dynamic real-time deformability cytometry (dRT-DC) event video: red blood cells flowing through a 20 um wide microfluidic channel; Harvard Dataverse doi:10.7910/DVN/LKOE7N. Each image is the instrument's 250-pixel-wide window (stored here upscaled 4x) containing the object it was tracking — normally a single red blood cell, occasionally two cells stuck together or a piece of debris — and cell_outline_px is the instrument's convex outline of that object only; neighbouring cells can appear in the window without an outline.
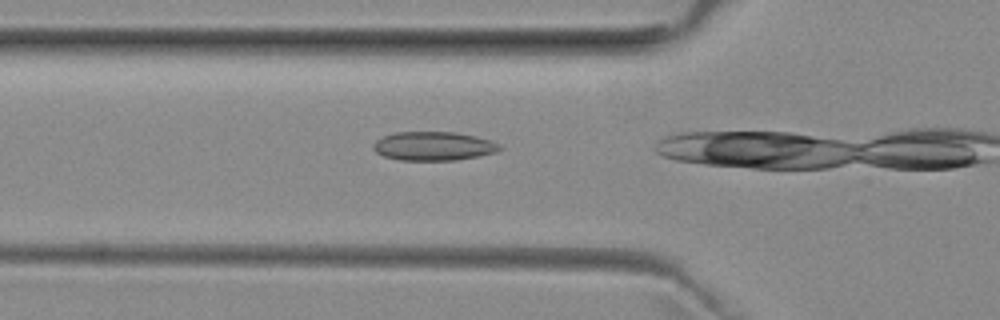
{"species": "common noctule bat (a hibernating species)", "species_latin": "Nyctalus noctula", "temperature_condition": "room temperature", "stored_images_in_passage": 5, "camera_frame_rate_fps": 3000, "um_per_image_px": 0.085, "animal": {"sex": "female", "body_mass_g": 29.2, "forearm_length_mm": 56.3}, "frame": {"image": 1, "passage_image": 4, "time_ms": 1.0, "image_size_px": [1000, 320], "cell_outline_px": [[504, 148], [496, 152], [480, 156], [456, 160], [400, 160], [384, 156], [376, 152], [372, 148], [372, 144], [376, 140], [384, 136], [396, 132], [456, 132], [476, 136], [492, 140], [500, 144]], "centroid_in_image_um": [36.89, 12.42], "position_along_channel_um": 88.9, "area_um2": 21.44}}